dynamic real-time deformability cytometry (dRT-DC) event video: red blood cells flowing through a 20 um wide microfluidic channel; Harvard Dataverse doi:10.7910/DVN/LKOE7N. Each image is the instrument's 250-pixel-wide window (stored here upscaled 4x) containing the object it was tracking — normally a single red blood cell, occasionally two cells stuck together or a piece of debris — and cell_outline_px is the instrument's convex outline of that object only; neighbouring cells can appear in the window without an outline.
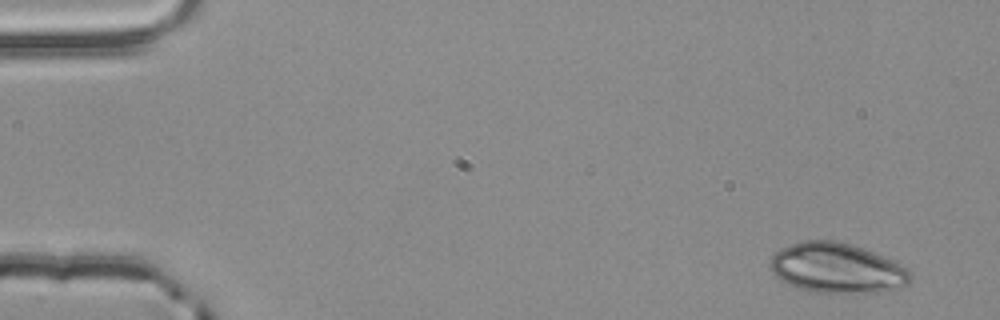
{"species": "common noctule bat (a hibernating species)", "species_latin": "Nyctalus noctula", "temperature_condition": "room temperature", "stored_images_in_passage": 3, "camera_frame_rate_fps": 3000, "um_per_image_px": 0.085, "animal": {"sex": "male", "body_mass_g": 20.4}, "frame": {"image": 1, "passage_image": 1, "time_ms": 0.0, "image_size_px": [1000, 320], "cell_outline_px": [[912, 280], [908, 288], [880, 292], [812, 292], [788, 284], [776, 276], [772, 272], [768, 264], [772, 256], [780, 248], [800, 240], [836, 240], [852, 244], [864, 248], [900, 264], [908, 268], [912, 272]], "centroid_in_image_um": [71.18, 22.78], "position_along_channel_um": 13.8, "area_um2": 41.38}}